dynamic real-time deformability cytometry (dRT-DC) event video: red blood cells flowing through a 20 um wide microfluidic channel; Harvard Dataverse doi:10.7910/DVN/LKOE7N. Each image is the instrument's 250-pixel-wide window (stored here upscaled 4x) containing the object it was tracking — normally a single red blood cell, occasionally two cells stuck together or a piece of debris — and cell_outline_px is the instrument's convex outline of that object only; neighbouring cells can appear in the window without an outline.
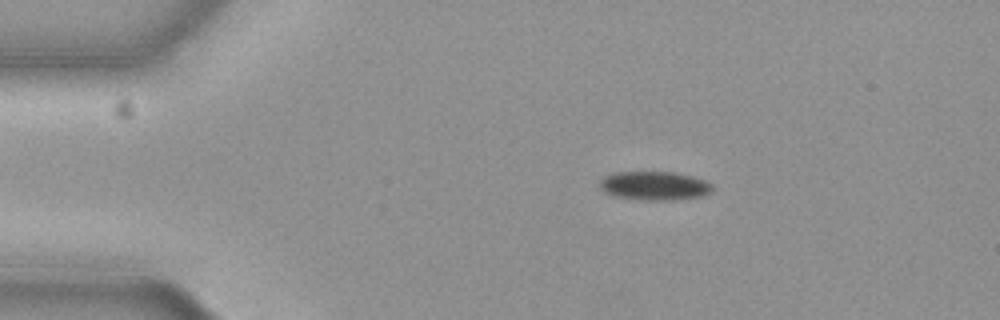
{"species": "common noctule bat (a hibernating species)", "species_latin": "Nyctalus noctula", "temperature_condition": "cold", "stored_images_in_passage": 52, "camera_frame_rate_fps": 3000, "um_per_image_px": 0.085, "animal": {"sex": "female", "body_mass_g": 19.3, "forearm_length_mm": 54.1}, "frame": {"image": 1, "passage_image": 7, "time_ms": 2.0, "image_size_px": [1000, 320], "cell_outline_px": [[716, 188], [712, 192], [704, 196], [672, 200], [640, 200], [612, 196], [604, 192], [600, 188], [600, 180], [604, 176], [612, 172], [672, 172], [692, 176], [704, 180], [712, 184]], "centroid_in_image_um": [55.64, 15.8], "position_along_channel_um": 29.4, "area_um2": 19.25}}
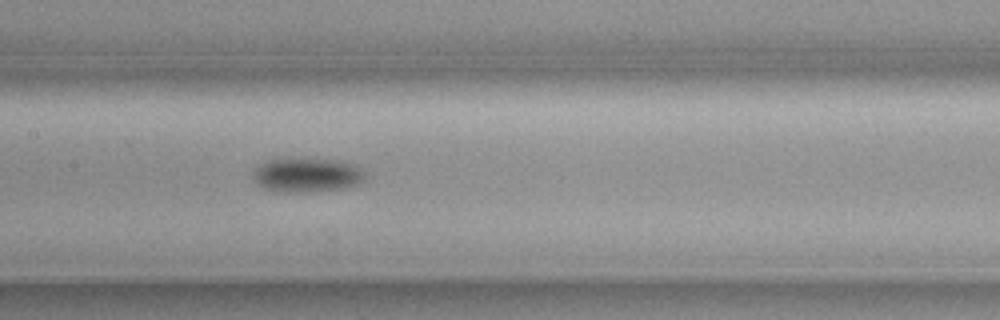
{"frame": {"image": 2, "passage_image": 24, "time_ms": 7.667, "image_size_px": [1000, 320], "cell_outline_px": [[364, 176], [360, 180], [352, 184], [340, 188], [308, 192], [272, 192], [264, 188], [252, 176], [252, 172], [260, 164], [268, 160], [336, 160], [352, 164]], "centroid_in_image_um": [25.96, 14.9], "position_along_channel_um": 181.4, "area_um2": 21.27}}
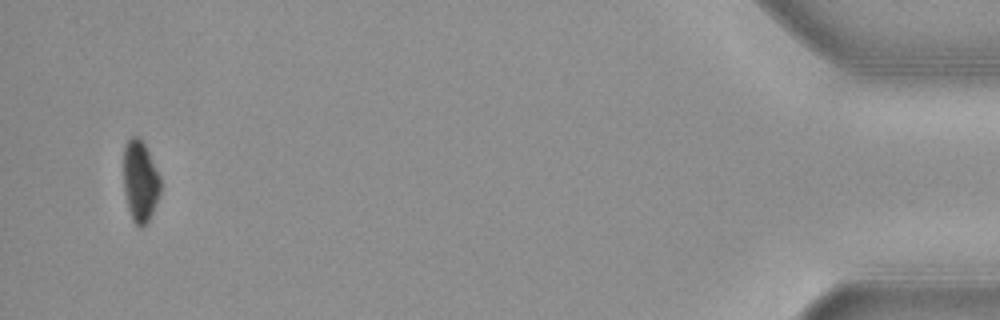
{"frame": {"image": 3, "passage_image": 51, "time_ms": 16.667, "image_size_px": [1000, 320], "cell_outline_px": [[160, 192], [152, 212], [144, 228], [140, 228], [132, 220], [128, 208], [124, 192], [124, 144], [132, 136], [136, 136], [144, 144], [160, 176]], "centroid_in_image_um": [11.9, 15.42], "position_along_channel_um": 423.3, "area_um2": 17.28}}